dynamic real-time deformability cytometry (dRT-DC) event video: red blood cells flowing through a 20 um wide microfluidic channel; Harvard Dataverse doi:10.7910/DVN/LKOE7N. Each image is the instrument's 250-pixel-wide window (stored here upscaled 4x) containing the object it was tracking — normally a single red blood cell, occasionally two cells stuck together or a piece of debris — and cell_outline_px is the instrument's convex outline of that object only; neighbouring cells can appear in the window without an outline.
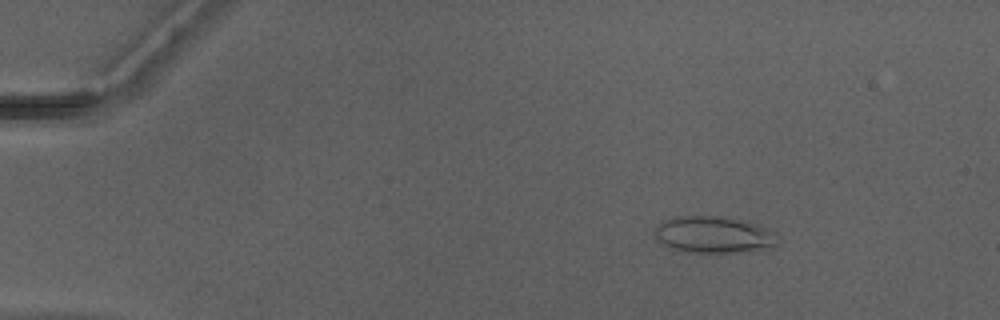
{"species": "Egyptian fruit bat (a non-hibernating species)", "species_latin": "Rousettus aegyptiacus", "temperature_condition": "warm", "stored_images_in_passage": 50, "camera_frame_rate_fps": 3000, "um_per_image_px": 0.085, "animal": {"sex": "male"}, "frame": {"image": 1, "passage_image": 8, "time_ms": 2.333, "image_size_px": [1000, 320], "cell_outline_px": [[776, 248], [732, 252], [684, 252], [668, 248], [656, 240], [656, 228], [664, 220], [676, 216], [720, 216], [756, 224], [768, 228], [776, 236]], "centroid_in_image_um": [60.64, 19.96], "position_along_channel_um": 24.4, "area_um2": 26.18}}
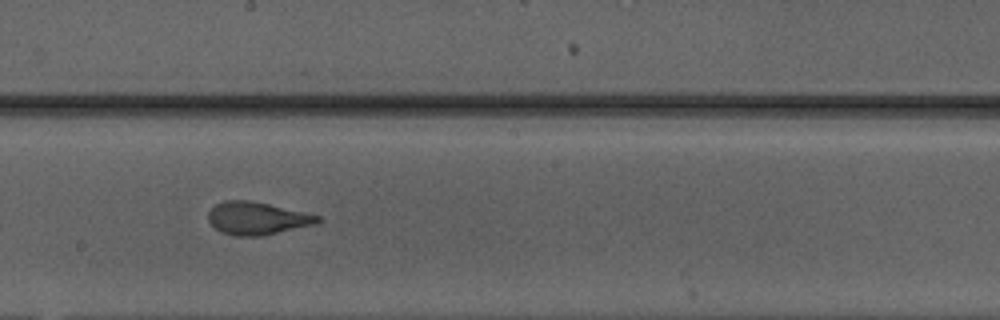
{"frame": {"image": 2, "passage_image": 29, "time_ms": 9.333, "image_size_px": [1000, 320], "cell_outline_px": [[324, 220], [312, 224], [260, 236], [232, 236], [220, 232], [208, 220], [208, 212], [216, 204], [224, 200], [248, 200], [268, 204], [304, 212], [320, 216]], "centroid_in_image_um": [21.81, 18.55], "position_along_channel_um": 226.4, "area_um2": 20.58}}
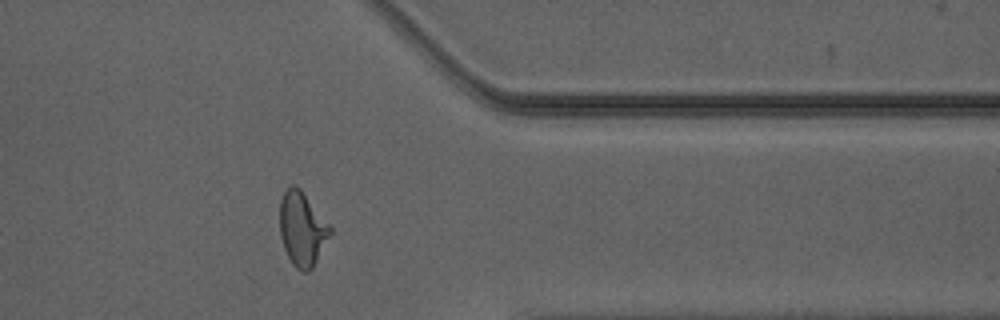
{"frame": {"image": 3, "passage_image": 41, "time_ms": 13.333, "image_size_px": [1000, 320], "cell_outline_px": [[332, 232], [312, 268], [308, 272], [304, 272], [296, 268], [292, 264], [284, 248], [280, 236], [280, 200], [284, 192], [292, 184], [296, 184], [300, 188], [332, 228]], "centroid_in_image_um": [25.67, 19.45], "position_along_channel_um": 385.7, "area_um2": 21.56}, "authors_computed_cell_mechanics": {"area_um2": 21.9929, "velocity_mm_per_s": 4.2153, "shape_relaxation_time_tau1_ms": 3.8167, "shape_relaxation_time_tau2_ms": 0.817, "deformation_change_tau1": 0.1711, "deformation_change_tau2": 0.0826}}